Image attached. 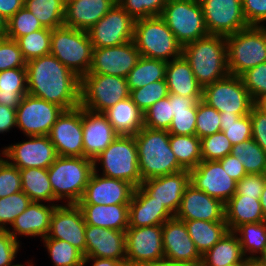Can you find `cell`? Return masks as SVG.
Here are the masks:
<instances>
[{
	"label": "cell",
	"mask_w": 266,
	"mask_h": 266,
	"mask_svg": "<svg viewBox=\"0 0 266 266\" xmlns=\"http://www.w3.org/2000/svg\"><path fill=\"white\" fill-rule=\"evenodd\" d=\"M28 94L64 110L80 106L81 79L49 54L26 63Z\"/></svg>",
	"instance_id": "obj_1"
},
{
	"label": "cell",
	"mask_w": 266,
	"mask_h": 266,
	"mask_svg": "<svg viewBox=\"0 0 266 266\" xmlns=\"http://www.w3.org/2000/svg\"><path fill=\"white\" fill-rule=\"evenodd\" d=\"M134 137L142 181L184 170L171 150L167 130L143 127Z\"/></svg>",
	"instance_id": "obj_2"
},
{
	"label": "cell",
	"mask_w": 266,
	"mask_h": 266,
	"mask_svg": "<svg viewBox=\"0 0 266 266\" xmlns=\"http://www.w3.org/2000/svg\"><path fill=\"white\" fill-rule=\"evenodd\" d=\"M182 56L189 63L198 83L205 87L229 75L226 38L208 35L183 46Z\"/></svg>",
	"instance_id": "obj_3"
},
{
	"label": "cell",
	"mask_w": 266,
	"mask_h": 266,
	"mask_svg": "<svg viewBox=\"0 0 266 266\" xmlns=\"http://www.w3.org/2000/svg\"><path fill=\"white\" fill-rule=\"evenodd\" d=\"M47 172L54 202L64 199L66 204H77L94 172V162L85 157L58 156Z\"/></svg>",
	"instance_id": "obj_4"
},
{
	"label": "cell",
	"mask_w": 266,
	"mask_h": 266,
	"mask_svg": "<svg viewBox=\"0 0 266 266\" xmlns=\"http://www.w3.org/2000/svg\"><path fill=\"white\" fill-rule=\"evenodd\" d=\"M133 42L142 57L168 62L182 56V44L160 16L136 20Z\"/></svg>",
	"instance_id": "obj_5"
},
{
	"label": "cell",
	"mask_w": 266,
	"mask_h": 266,
	"mask_svg": "<svg viewBox=\"0 0 266 266\" xmlns=\"http://www.w3.org/2000/svg\"><path fill=\"white\" fill-rule=\"evenodd\" d=\"M50 54L81 79L90 70L93 45L87 31L63 25L51 30Z\"/></svg>",
	"instance_id": "obj_6"
},
{
	"label": "cell",
	"mask_w": 266,
	"mask_h": 266,
	"mask_svg": "<svg viewBox=\"0 0 266 266\" xmlns=\"http://www.w3.org/2000/svg\"><path fill=\"white\" fill-rule=\"evenodd\" d=\"M227 63L231 75L266 62V26H249L226 36Z\"/></svg>",
	"instance_id": "obj_7"
},
{
	"label": "cell",
	"mask_w": 266,
	"mask_h": 266,
	"mask_svg": "<svg viewBox=\"0 0 266 266\" xmlns=\"http://www.w3.org/2000/svg\"><path fill=\"white\" fill-rule=\"evenodd\" d=\"M93 162L100 164L101 175L127 181L135 188L143 182L134 136L119 135Z\"/></svg>",
	"instance_id": "obj_8"
},
{
	"label": "cell",
	"mask_w": 266,
	"mask_h": 266,
	"mask_svg": "<svg viewBox=\"0 0 266 266\" xmlns=\"http://www.w3.org/2000/svg\"><path fill=\"white\" fill-rule=\"evenodd\" d=\"M160 17L182 46L209 35L199 0H168Z\"/></svg>",
	"instance_id": "obj_9"
},
{
	"label": "cell",
	"mask_w": 266,
	"mask_h": 266,
	"mask_svg": "<svg viewBox=\"0 0 266 266\" xmlns=\"http://www.w3.org/2000/svg\"><path fill=\"white\" fill-rule=\"evenodd\" d=\"M130 97L126 78L106 74H86L81 78L80 106L104 113Z\"/></svg>",
	"instance_id": "obj_10"
},
{
	"label": "cell",
	"mask_w": 266,
	"mask_h": 266,
	"mask_svg": "<svg viewBox=\"0 0 266 266\" xmlns=\"http://www.w3.org/2000/svg\"><path fill=\"white\" fill-rule=\"evenodd\" d=\"M202 101L220 114L246 116L256 104L240 76L226 77L203 87Z\"/></svg>",
	"instance_id": "obj_11"
},
{
	"label": "cell",
	"mask_w": 266,
	"mask_h": 266,
	"mask_svg": "<svg viewBox=\"0 0 266 266\" xmlns=\"http://www.w3.org/2000/svg\"><path fill=\"white\" fill-rule=\"evenodd\" d=\"M63 111L60 106L27 93L16 108L17 128L26 137L48 136Z\"/></svg>",
	"instance_id": "obj_12"
},
{
	"label": "cell",
	"mask_w": 266,
	"mask_h": 266,
	"mask_svg": "<svg viewBox=\"0 0 266 266\" xmlns=\"http://www.w3.org/2000/svg\"><path fill=\"white\" fill-rule=\"evenodd\" d=\"M209 35H233L249 25L243 13L242 0H199Z\"/></svg>",
	"instance_id": "obj_13"
},
{
	"label": "cell",
	"mask_w": 266,
	"mask_h": 266,
	"mask_svg": "<svg viewBox=\"0 0 266 266\" xmlns=\"http://www.w3.org/2000/svg\"><path fill=\"white\" fill-rule=\"evenodd\" d=\"M135 20L118 4L87 30L93 48L125 44L133 40Z\"/></svg>",
	"instance_id": "obj_14"
},
{
	"label": "cell",
	"mask_w": 266,
	"mask_h": 266,
	"mask_svg": "<svg viewBox=\"0 0 266 266\" xmlns=\"http://www.w3.org/2000/svg\"><path fill=\"white\" fill-rule=\"evenodd\" d=\"M126 259L137 265L164 260L162 224L128 227L125 231Z\"/></svg>",
	"instance_id": "obj_15"
},
{
	"label": "cell",
	"mask_w": 266,
	"mask_h": 266,
	"mask_svg": "<svg viewBox=\"0 0 266 266\" xmlns=\"http://www.w3.org/2000/svg\"><path fill=\"white\" fill-rule=\"evenodd\" d=\"M48 137L58 156L84 157L82 107L64 110Z\"/></svg>",
	"instance_id": "obj_16"
},
{
	"label": "cell",
	"mask_w": 266,
	"mask_h": 266,
	"mask_svg": "<svg viewBox=\"0 0 266 266\" xmlns=\"http://www.w3.org/2000/svg\"><path fill=\"white\" fill-rule=\"evenodd\" d=\"M29 140L11 144L5 149V159L19 169H48L58 157L48 136H28Z\"/></svg>",
	"instance_id": "obj_17"
},
{
	"label": "cell",
	"mask_w": 266,
	"mask_h": 266,
	"mask_svg": "<svg viewBox=\"0 0 266 266\" xmlns=\"http://www.w3.org/2000/svg\"><path fill=\"white\" fill-rule=\"evenodd\" d=\"M164 259L190 266H201L202 255L188 234L184 221L175 217L162 224Z\"/></svg>",
	"instance_id": "obj_18"
},
{
	"label": "cell",
	"mask_w": 266,
	"mask_h": 266,
	"mask_svg": "<svg viewBox=\"0 0 266 266\" xmlns=\"http://www.w3.org/2000/svg\"><path fill=\"white\" fill-rule=\"evenodd\" d=\"M85 229L86 223L77 204H58L52 213L45 238L64 240L86 257Z\"/></svg>",
	"instance_id": "obj_19"
},
{
	"label": "cell",
	"mask_w": 266,
	"mask_h": 266,
	"mask_svg": "<svg viewBox=\"0 0 266 266\" xmlns=\"http://www.w3.org/2000/svg\"><path fill=\"white\" fill-rule=\"evenodd\" d=\"M141 57L133 40L118 46L93 48L88 74H106L126 78Z\"/></svg>",
	"instance_id": "obj_20"
},
{
	"label": "cell",
	"mask_w": 266,
	"mask_h": 266,
	"mask_svg": "<svg viewBox=\"0 0 266 266\" xmlns=\"http://www.w3.org/2000/svg\"><path fill=\"white\" fill-rule=\"evenodd\" d=\"M99 171L98 166H94V172L77 204H129L135 187L127 181L98 174Z\"/></svg>",
	"instance_id": "obj_21"
},
{
	"label": "cell",
	"mask_w": 266,
	"mask_h": 266,
	"mask_svg": "<svg viewBox=\"0 0 266 266\" xmlns=\"http://www.w3.org/2000/svg\"><path fill=\"white\" fill-rule=\"evenodd\" d=\"M190 183L224 204L236 193L237 186L219 161L206 160L190 170Z\"/></svg>",
	"instance_id": "obj_22"
},
{
	"label": "cell",
	"mask_w": 266,
	"mask_h": 266,
	"mask_svg": "<svg viewBox=\"0 0 266 266\" xmlns=\"http://www.w3.org/2000/svg\"><path fill=\"white\" fill-rule=\"evenodd\" d=\"M174 217L181 221H225L224 203L189 183Z\"/></svg>",
	"instance_id": "obj_23"
},
{
	"label": "cell",
	"mask_w": 266,
	"mask_h": 266,
	"mask_svg": "<svg viewBox=\"0 0 266 266\" xmlns=\"http://www.w3.org/2000/svg\"><path fill=\"white\" fill-rule=\"evenodd\" d=\"M84 157L95 160L119 136L104 113L82 107Z\"/></svg>",
	"instance_id": "obj_24"
},
{
	"label": "cell",
	"mask_w": 266,
	"mask_h": 266,
	"mask_svg": "<svg viewBox=\"0 0 266 266\" xmlns=\"http://www.w3.org/2000/svg\"><path fill=\"white\" fill-rule=\"evenodd\" d=\"M189 183L190 171L182 170L174 174L146 179L140 184V187L175 216Z\"/></svg>",
	"instance_id": "obj_25"
},
{
	"label": "cell",
	"mask_w": 266,
	"mask_h": 266,
	"mask_svg": "<svg viewBox=\"0 0 266 266\" xmlns=\"http://www.w3.org/2000/svg\"><path fill=\"white\" fill-rule=\"evenodd\" d=\"M86 257L123 260L126 258L125 231L86 225Z\"/></svg>",
	"instance_id": "obj_26"
},
{
	"label": "cell",
	"mask_w": 266,
	"mask_h": 266,
	"mask_svg": "<svg viewBox=\"0 0 266 266\" xmlns=\"http://www.w3.org/2000/svg\"><path fill=\"white\" fill-rule=\"evenodd\" d=\"M48 204L31 201L26 210L15 218L11 228L8 227L7 231L17 241H20L17 235L45 238L49 232L52 213L57 206V204Z\"/></svg>",
	"instance_id": "obj_27"
},
{
	"label": "cell",
	"mask_w": 266,
	"mask_h": 266,
	"mask_svg": "<svg viewBox=\"0 0 266 266\" xmlns=\"http://www.w3.org/2000/svg\"><path fill=\"white\" fill-rule=\"evenodd\" d=\"M117 3V0L65 1L64 26L89 30Z\"/></svg>",
	"instance_id": "obj_28"
},
{
	"label": "cell",
	"mask_w": 266,
	"mask_h": 266,
	"mask_svg": "<svg viewBox=\"0 0 266 266\" xmlns=\"http://www.w3.org/2000/svg\"><path fill=\"white\" fill-rule=\"evenodd\" d=\"M173 217L163 204L155 201L140 186L135 188L129 203V227L159 225Z\"/></svg>",
	"instance_id": "obj_29"
},
{
	"label": "cell",
	"mask_w": 266,
	"mask_h": 266,
	"mask_svg": "<svg viewBox=\"0 0 266 266\" xmlns=\"http://www.w3.org/2000/svg\"><path fill=\"white\" fill-rule=\"evenodd\" d=\"M165 81L169 94L192 97L196 101L202 100L203 87L198 83L183 56L167 62Z\"/></svg>",
	"instance_id": "obj_30"
},
{
	"label": "cell",
	"mask_w": 266,
	"mask_h": 266,
	"mask_svg": "<svg viewBox=\"0 0 266 266\" xmlns=\"http://www.w3.org/2000/svg\"><path fill=\"white\" fill-rule=\"evenodd\" d=\"M86 225L126 231L129 227V204H77Z\"/></svg>",
	"instance_id": "obj_31"
},
{
	"label": "cell",
	"mask_w": 266,
	"mask_h": 266,
	"mask_svg": "<svg viewBox=\"0 0 266 266\" xmlns=\"http://www.w3.org/2000/svg\"><path fill=\"white\" fill-rule=\"evenodd\" d=\"M225 221L229 231H235L240 225L265 221L260 199L233 195L225 204Z\"/></svg>",
	"instance_id": "obj_32"
},
{
	"label": "cell",
	"mask_w": 266,
	"mask_h": 266,
	"mask_svg": "<svg viewBox=\"0 0 266 266\" xmlns=\"http://www.w3.org/2000/svg\"><path fill=\"white\" fill-rule=\"evenodd\" d=\"M104 114L118 135L134 136L144 127V113L130 97L116 103Z\"/></svg>",
	"instance_id": "obj_33"
},
{
	"label": "cell",
	"mask_w": 266,
	"mask_h": 266,
	"mask_svg": "<svg viewBox=\"0 0 266 266\" xmlns=\"http://www.w3.org/2000/svg\"><path fill=\"white\" fill-rule=\"evenodd\" d=\"M244 259L238 236L234 231H228L202 255L201 266H227L242 262Z\"/></svg>",
	"instance_id": "obj_34"
},
{
	"label": "cell",
	"mask_w": 266,
	"mask_h": 266,
	"mask_svg": "<svg viewBox=\"0 0 266 266\" xmlns=\"http://www.w3.org/2000/svg\"><path fill=\"white\" fill-rule=\"evenodd\" d=\"M184 223L201 255L211 249L229 231L226 221L185 220Z\"/></svg>",
	"instance_id": "obj_35"
},
{
	"label": "cell",
	"mask_w": 266,
	"mask_h": 266,
	"mask_svg": "<svg viewBox=\"0 0 266 266\" xmlns=\"http://www.w3.org/2000/svg\"><path fill=\"white\" fill-rule=\"evenodd\" d=\"M28 93L26 67L0 71V104L16 109Z\"/></svg>",
	"instance_id": "obj_36"
},
{
	"label": "cell",
	"mask_w": 266,
	"mask_h": 266,
	"mask_svg": "<svg viewBox=\"0 0 266 266\" xmlns=\"http://www.w3.org/2000/svg\"><path fill=\"white\" fill-rule=\"evenodd\" d=\"M21 173L22 191L35 202L54 203V194L48 177L47 169H19ZM53 202V203H52Z\"/></svg>",
	"instance_id": "obj_37"
},
{
	"label": "cell",
	"mask_w": 266,
	"mask_h": 266,
	"mask_svg": "<svg viewBox=\"0 0 266 266\" xmlns=\"http://www.w3.org/2000/svg\"><path fill=\"white\" fill-rule=\"evenodd\" d=\"M167 61L140 57L126 77L129 90L142 88L149 83L165 80Z\"/></svg>",
	"instance_id": "obj_38"
},
{
	"label": "cell",
	"mask_w": 266,
	"mask_h": 266,
	"mask_svg": "<svg viewBox=\"0 0 266 266\" xmlns=\"http://www.w3.org/2000/svg\"><path fill=\"white\" fill-rule=\"evenodd\" d=\"M24 7L44 28L52 30L64 25L65 0H24Z\"/></svg>",
	"instance_id": "obj_39"
},
{
	"label": "cell",
	"mask_w": 266,
	"mask_h": 266,
	"mask_svg": "<svg viewBox=\"0 0 266 266\" xmlns=\"http://www.w3.org/2000/svg\"><path fill=\"white\" fill-rule=\"evenodd\" d=\"M170 147L184 170L194 169L201 161V139L196 135H170Z\"/></svg>",
	"instance_id": "obj_40"
},
{
	"label": "cell",
	"mask_w": 266,
	"mask_h": 266,
	"mask_svg": "<svg viewBox=\"0 0 266 266\" xmlns=\"http://www.w3.org/2000/svg\"><path fill=\"white\" fill-rule=\"evenodd\" d=\"M234 232L239 238L245 258H260L265 252L266 221L240 225Z\"/></svg>",
	"instance_id": "obj_41"
},
{
	"label": "cell",
	"mask_w": 266,
	"mask_h": 266,
	"mask_svg": "<svg viewBox=\"0 0 266 266\" xmlns=\"http://www.w3.org/2000/svg\"><path fill=\"white\" fill-rule=\"evenodd\" d=\"M230 154L244 165L247 174H265L266 152L252 138L233 145Z\"/></svg>",
	"instance_id": "obj_42"
},
{
	"label": "cell",
	"mask_w": 266,
	"mask_h": 266,
	"mask_svg": "<svg viewBox=\"0 0 266 266\" xmlns=\"http://www.w3.org/2000/svg\"><path fill=\"white\" fill-rule=\"evenodd\" d=\"M53 266H83L84 254L64 240L43 238Z\"/></svg>",
	"instance_id": "obj_43"
},
{
	"label": "cell",
	"mask_w": 266,
	"mask_h": 266,
	"mask_svg": "<svg viewBox=\"0 0 266 266\" xmlns=\"http://www.w3.org/2000/svg\"><path fill=\"white\" fill-rule=\"evenodd\" d=\"M26 61L50 54L51 29L43 28L16 40Z\"/></svg>",
	"instance_id": "obj_44"
},
{
	"label": "cell",
	"mask_w": 266,
	"mask_h": 266,
	"mask_svg": "<svg viewBox=\"0 0 266 266\" xmlns=\"http://www.w3.org/2000/svg\"><path fill=\"white\" fill-rule=\"evenodd\" d=\"M221 132L225 134L232 145L240 144L252 138L250 115L220 114Z\"/></svg>",
	"instance_id": "obj_45"
},
{
	"label": "cell",
	"mask_w": 266,
	"mask_h": 266,
	"mask_svg": "<svg viewBox=\"0 0 266 266\" xmlns=\"http://www.w3.org/2000/svg\"><path fill=\"white\" fill-rule=\"evenodd\" d=\"M41 22L25 7L17 11L7 20L6 38L17 40L18 38L43 29Z\"/></svg>",
	"instance_id": "obj_46"
},
{
	"label": "cell",
	"mask_w": 266,
	"mask_h": 266,
	"mask_svg": "<svg viewBox=\"0 0 266 266\" xmlns=\"http://www.w3.org/2000/svg\"><path fill=\"white\" fill-rule=\"evenodd\" d=\"M168 95L169 91L165 80L155 81L142 88L130 91V98L143 113Z\"/></svg>",
	"instance_id": "obj_47"
},
{
	"label": "cell",
	"mask_w": 266,
	"mask_h": 266,
	"mask_svg": "<svg viewBox=\"0 0 266 266\" xmlns=\"http://www.w3.org/2000/svg\"><path fill=\"white\" fill-rule=\"evenodd\" d=\"M30 203V198L23 191L0 198V229L7 230V225L11 226Z\"/></svg>",
	"instance_id": "obj_48"
},
{
	"label": "cell",
	"mask_w": 266,
	"mask_h": 266,
	"mask_svg": "<svg viewBox=\"0 0 266 266\" xmlns=\"http://www.w3.org/2000/svg\"><path fill=\"white\" fill-rule=\"evenodd\" d=\"M172 102L169 95L157 101L144 112V127L158 130H169L173 120Z\"/></svg>",
	"instance_id": "obj_49"
},
{
	"label": "cell",
	"mask_w": 266,
	"mask_h": 266,
	"mask_svg": "<svg viewBox=\"0 0 266 266\" xmlns=\"http://www.w3.org/2000/svg\"><path fill=\"white\" fill-rule=\"evenodd\" d=\"M218 132H221L220 113L202 100L198 101L195 135L202 139Z\"/></svg>",
	"instance_id": "obj_50"
},
{
	"label": "cell",
	"mask_w": 266,
	"mask_h": 266,
	"mask_svg": "<svg viewBox=\"0 0 266 266\" xmlns=\"http://www.w3.org/2000/svg\"><path fill=\"white\" fill-rule=\"evenodd\" d=\"M168 0H117V3L136 21L160 16Z\"/></svg>",
	"instance_id": "obj_51"
},
{
	"label": "cell",
	"mask_w": 266,
	"mask_h": 266,
	"mask_svg": "<svg viewBox=\"0 0 266 266\" xmlns=\"http://www.w3.org/2000/svg\"><path fill=\"white\" fill-rule=\"evenodd\" d=\"M232 144L223 132L201 139L202 160L218 161L231 153Z\"/></svg>",
	"instance_id": "obj_52"
},
{
	"label": "cell",
	"mask_w": 266,
	"mask_h": 266,
	"mask_svg": "<svg viewBox=\"0 0 266 266\" xmlns=\"http://www.w3.org/2000/svg\"><path fill=\"white\" fill-rule=\"evenodd\" d=\"M240 77L255 103L266 96V62L246 70Z\"/></svg>",
	"instance_id": "obj_53"
},
{
	"label": "cell",
	"mask_w": 266,
	"mask_h": 266,
	"mask_svg": "<svg viewBox=\"0 0 266 266\" xmlns=\"http://www.w3.org/2000/svg\"><path fill=\"white\" fill-rule=\"evenodd\" d=\"M26 63L15 40L0 38V71L26 67Z\"/></svg>",
	"instance_id": "obj_54"
},
{
	"label": "cell",
	"mask_w": 266,
	"mask_h": 266,
	"mask_svg": "<svg viewBox=\"0 0 266 266\" xmlns=\"http://www.w3.org/2000/svg\"><path fill=\"white\" fill-rule=\"evenodd\" d=\"M20 191H22L20 170L5 160L0 166V198Z\"/></svg>",
	"instance_id": "obj_55"
},
{
	"label": "cell",
	"mask_w": 266,
	"mask_h": 266,
	"mask_svg": "<svg viewBox=\"0 0 266 266\" xmlns=\"http://www.w3.org/2000/svg\"><path fill=\"white\" fill-rule=\"evenodd\" d=\"M197 104L190 111H180L174 114L169 127L170 135H195Z\"/></svg>",
	"instance_id": "obj_56"
},
{
	"label": "cell",
	"mask_w": 266,
	"mask_h": 266,
	"mask_svg": "<svg viewBox=\"0 0 266 266\" xmlns=\"http://www.w3.org/2000/svg\"><path fill=\"white\" fill-rule=\"evenodd\" d=\"M20 241L15 240L6 229H0V266H18L14 264L20 250Z\"/></svg>",
	"instance_id": "obj_57"
},
{
	"label": "cell",
	"mask_w": 266,
	"mask_h": 266,
	"mask_svg": "<svg viewBox=\"0 0 266 266\" xmlns=\"http://www.w3.org/2000/svg\"><path fill=\"white\" fill-rule=\"evenodd\" d=\"M265 183V174H246L237 182L236 193L234 195H246L260 199Z\"/></svg>",
	"instance_id": "obj_58"
},
{
	"label": "cell",
	"mask_w": 266,
	"mask_h": 266,
	"mask_svg": "<svg viewBox=\"0 0 266 266\" xmlns=\"http://www.w3.org/2000/svg\"><path fill=\"white\" fill-rule=\"evenodd\" d=\"M249 115L252 124V139L266 152V110L256 103Z\"/></svg>",
	"instance_id": "obj_59"
},
{
	"label": "cell",
	"mask_w": 266,
	"mask_h": 266,
	"mask_svg": "<svg viewBox=\"0 0 266 266\" xmlns=\"http://www.w3.org/2000/svg\"><path fill=\"white\" fill-rule=\"evenodd\" d=\"M242 6L249 26H263L266 21V0H242Z\"/></svg>",
	"instance_id": "obj_60"
},
{
	"label": "cell",
	"mask_w": 266,
	"mask_h": 266,
	"mask_svg": "<svg viewBox=\"0 0 266 266\" xmlns=\"http://www.w3.org/2000/svg\"><path fill=\"white\" fill-rule=\"evenodd\" d=\"M218 161L221 163L223 169L226 170L227 174L236 182L240 181L247 174L244 165L231 154Z\"/></svg>",
	"instance_id": "obj_61"
},
{
	"label": "cell",
	"mask_w": 266,
	"mask_h": 266,
	"mask_svg": "<svg viewBox=\"0 0 266 266\" xmlns=\"http://www.w3.org/2000/svg\"><path fill=\"white\" fill-rule=\"evenodd\" d=\"M14 127L17 128L16 109L0 104V134L7 133Z\"/></svg>",
	"instance_id": "obj_62"
},
{
	"label": "cell",
	"mask_w": 266,
	"mask_h": 266,
	"mask_svg": "<svg viewBox=\"0 0 266 266\" xmlns=\"http://www.w3.org/2000/svg\"><path fill=\"white\" fill-rule=\"evenodd\" d=\"M169 100L172 102V116L176 112L190 111L198 103L192 97H183L175 94H169Z\"/></svg>",
	"instance_id": "obj_63"
},
{
	"label": "cell",
	"mask_w": 266,
	"mask_h": 266,
	"mask_svg": "<svg viewBox=\"0 0 266 266\" xmlns=\"http://www.w3.org/2000/svg\"><path fill=\"white\" fill-rule=\"evenodd\" d=\"M24 7V0H0V14L9 20L17 11Z\"/></svg>",
	"instance_id": "obj_64"
},
{
	"label": "cell",
	"mask_w": 266,
	"mask_h": 266,
	"mask_svg": "<svg viewBox=\"0 0 266 266\" xmlns=\"http://www.w3.org/2000/svg\"><path fill=\"white\" fill-rule=\"evenodd\" d=\"M89 262H92L93 265L91 266H114L117 260L108 258L84 257L83 266Z\"/></svg>",
	"instance_id": "obj_65"
},
{
	"label": "cell",
	"mask_w": 266,
	"mask_h": 266,
	"mask_svg": "<svg viewBox=\"0 0 266 266\" xmlns=\"http://www.w3.org/2000/svg\"><path fill=\"white\" fill-rule=\"evenodd\" d=\"M244 266H266V262L260 258H245Z\"/></svg>",
	"instance_id": "obj_66"
},
{
	"label": "cell",
	"mask_w": 266,
	"mask_h": 266,
	"mask_svg": "<svg viewBox=\"0 0 266 266\" xmlns=\"http://www.w3.org/2000/svg\"><path fill=\"white\" fill-rule=\"evenodd\" d=\"M7 33V20L0 14V38H4Z\"/></svg>",
	"instance_id": "obj_67"
},
{
	"label": "cell",
	"mask_w": 266,
	"mask_h": 266,
	"mask_svg": "<svg viewBox=\"0 0 266 266\" xmlns=\"http://www.w3.org/2000/svg\"><path fill=\"white\" fill-rule=\"evenodd\" d=\"M260 204L266 221V183L260 196Z\"/></svg>",
	"instance_id": "obj_68"
},
{
	"label": "cell",
	"mask_w": 266,
	"mask_h": 266,
	"mask_svg": "<svg viewBox=\"0 0 266 266\" xmlns=\"http://www.w3.org/2000/svg\"><path fill=\"white\" fill-rule=\"evenodd\" d=\"M114 266H138V265L137 264H134L129 259H126L125 258L123 260L117 261Z\"/></svg>",
	"instance_id": "obj_69"
},
{
	"label": "cell",
	"mask_w": 266,
	"mask_h": 266,
	"mask_svg": "<svg viewBox=\"0 0 266 266\" xmlns=\"http://www.w3.org/2000/svg\"><path fill=\"white\" fill-rule=\"evenodd\" d=\"M162 266H190L182 263L170 262L167 260H162Z\"/></svg>",
	"instance_id": "obj_70"
},
{
	"label": "cell",
	"mask_w": 266,
	"mask_h": 266,
	"mask_svg": "<svg viewBox=\"0 0 266 266\" xmlns=\"http://www.w3.org/2000/svg\"><path fill=\"white\" fill-rule=\"evenodd\" d=\"M257 104L261 106L264 110H266V96L261 99Z\"/></svg>",
	"instance_id": "obj_71"
},
{
	"label": "cell",
	"mask_w": 266,
	"mask_h": 266,
	"mask_svg": "<svg viewBox=\"0 0 266 266\" xmlns=\"http://www.w3.org/2000/svg\"><path fill=\"white\" fill-rule=\"evenodd\" d=\"M0 166L1 164L5 161V149L2 150V152L0 153Z\"/></svg>",
	"instance_id": "obj_72"
},
{
	"label": "cell",
	"mask_w": 266,
	"mask_h": 266,
	"mask_svg": "<svg viewBox=\"0 0 266 266\" xmlns=\"http://www.w3.org/2000/svg\"><path fill=\"white\" fill-rule=\"evenodd\" d=\"M138 266H162V260L161 261H157L156 263H153V264L138 265Z\"/></svg>",
	"instance_id": "obj_73"
},
{
	"label": "cell",
	"mask_w": 266,
	"mask_h": 266,
	"mask_svg": "<svg viewBox=\"0 0 266 266\" xmlns=\"http://www.w3.org/2000/svg\"><path fill=\"white\" fill-rule=\"evenodd\" d=\"M227 266H244V260L242 262L233 263V264L227 265Z\"/></svg>",
	"instance_id": "obj_74"
},
{
	"label": "cell",
	"mask_w": 266,
	"mask_h": 266,
	"mask_svg": "<svg viewBox=\"0 0 266 266\" xmlns=\"http://www.w3.org/2000/svg\"><path fill=\"white\" fill-rule=\"evenodd\" d=\"M260 259L266 262V249H265V252L261 255Z\"/></svg>",
	"instance_id": "obj_75"
},
{
	"label": "cell",
	"mask_w": 266,
	"mask_h": 266,
	"mask_svg": "<svg viewBox=\"0 0 266 266\" xmlns=\"http://www.w3.org/2000/svg\"><path fill=\"white\" fill-rule=\"evenodd\" d=\"M26 263H28V266H34L32 262L30 263V262L28 261V262H26ZM18 266H25V265H24V264H22V263H21V264L19 263V265H18ZM26 266H27V264H26Z\"/></svg>",
	"instance_id": "obj_76"
}]
</instances>
